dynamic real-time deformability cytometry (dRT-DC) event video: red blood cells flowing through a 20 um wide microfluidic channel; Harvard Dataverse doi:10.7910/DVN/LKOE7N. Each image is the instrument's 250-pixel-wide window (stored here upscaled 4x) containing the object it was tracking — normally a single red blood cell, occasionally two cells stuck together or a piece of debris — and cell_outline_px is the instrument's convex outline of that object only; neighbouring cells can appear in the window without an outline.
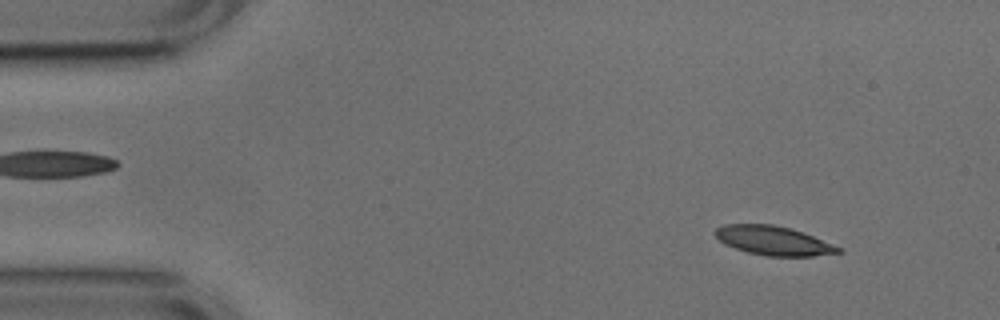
{"species": "common noctule bat (a hibernating species)", "species_latin": "Nyctalus noctula", "temperature_condition": "cold", "stored_images_in_passage": 18, "camera_frame_rate_fps": 3000, "um_per_image_px": 0.085, "animal": {"sex": "male", "body_mass_g": 17.9, "forearm_length_mm": 54.2}, "frame": {"image": 1, "passage_image": 5, "time_ms": 1.333, "image_size_px": [1000, 320], "cell_outline_px": [[844, 252], [812, 256], [764, 256], [748, 252], [724, 244], [712, 232], [716, 228], [724, 224], [772, 224], [804, 232], [844, 248]], "centroid_in_image_um": [65.77, 20.45], "position_along_channel_um": 19.2, "area_um2": 21.04}}